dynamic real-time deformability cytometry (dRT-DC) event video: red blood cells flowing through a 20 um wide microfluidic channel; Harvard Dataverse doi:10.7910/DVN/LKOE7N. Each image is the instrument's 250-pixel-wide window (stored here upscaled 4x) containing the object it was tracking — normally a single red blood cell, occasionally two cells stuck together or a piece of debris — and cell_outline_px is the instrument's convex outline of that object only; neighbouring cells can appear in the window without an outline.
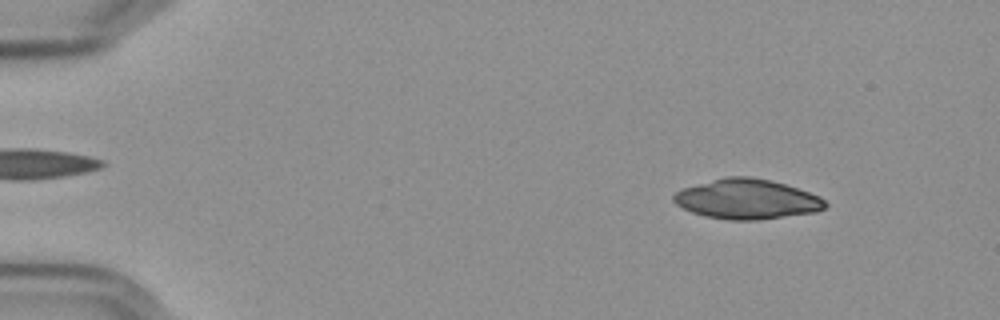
{"species": "Egyptian fruit bat (a non-hibernating species)", "species_latin": "Rousettus aegyptiacus", "temperature_condition": "cold", "stored_images_in_passage": 56, "camera_frame_rate_fps": 3000, "um_per_image_px": 0.085, "frame": {"image": 1, "passage_image": 7, "time_ms": 2.0, "image_size_px": [1000, 320], "cell_outline_px": [[828, 204], [824, 208], [816, 212], [760, 220], [728, 220], [704, 216], [692, 212], [676, 204], [672, 200], [672, 196], [680, 188], [728, 176], [748, 176], [772, 180], [820, 196]], "centroid_in_image_um": [63.47, 16.93], "position_along_channel_um": 21.5, "area_um2": 35.32}}